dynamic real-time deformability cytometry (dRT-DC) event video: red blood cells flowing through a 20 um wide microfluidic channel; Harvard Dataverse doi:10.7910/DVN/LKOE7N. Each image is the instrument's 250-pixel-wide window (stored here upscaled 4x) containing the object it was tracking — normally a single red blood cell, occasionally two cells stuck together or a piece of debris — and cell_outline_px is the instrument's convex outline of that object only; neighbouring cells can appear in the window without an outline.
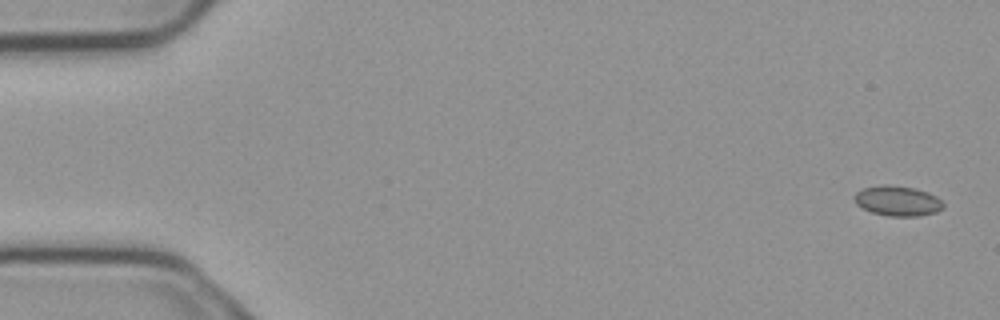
{"species": "common noctule bat (a hibernating species)", "species_latin": "Nyctalus noctula", "temperature_condition": "cold", "stored_images_in_passage": 4, "camera_frame_rate_fps": 3000, "um_per_image_px": 0.085, "animal": {"sex": "male", "body_mass_g": 23.1, "forearm_length_mm": 52.7}, "frame": {"image": 1, "passage_image": 1, "time_ms": 0.0, "image_size_px": [1000, 320], "cell_outline_px": [[944, 208], [936, 212], [920, 216], [888, 216], [872, 212], [856, 204], [852, 196], [856, 192], [864, 188], [884, 184], [888, 184], [916, 188], [928, 192], [936, 196], [944, 204]], "centroid_in_image_um": [76.3, 17.07], "position_along_channel_um": 8.7, "area_um2": 15.72}}
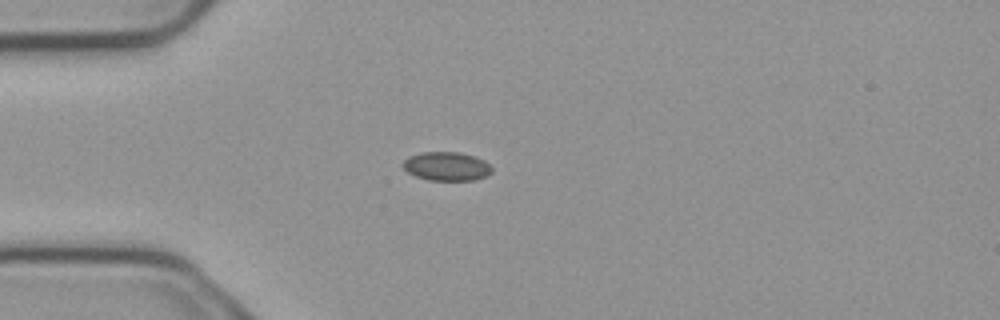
{"frame": {"image": 2, "passage_image": 4, "time_ms": 1.0, "image_size_px": [1000, 320], "cell_outline_px": [[492, 172], [484, 176], [472, 180], [428, 180], [416, 176], [408, 172], [400, 164], [408, 156], [420, 152], [460, 152], [476, 156], [484, 160], [492, 168]], "centroid_in_image_um": [37.93, 14.12], "position_along_channel_um": 47.1, "area_um2": 14.97}}